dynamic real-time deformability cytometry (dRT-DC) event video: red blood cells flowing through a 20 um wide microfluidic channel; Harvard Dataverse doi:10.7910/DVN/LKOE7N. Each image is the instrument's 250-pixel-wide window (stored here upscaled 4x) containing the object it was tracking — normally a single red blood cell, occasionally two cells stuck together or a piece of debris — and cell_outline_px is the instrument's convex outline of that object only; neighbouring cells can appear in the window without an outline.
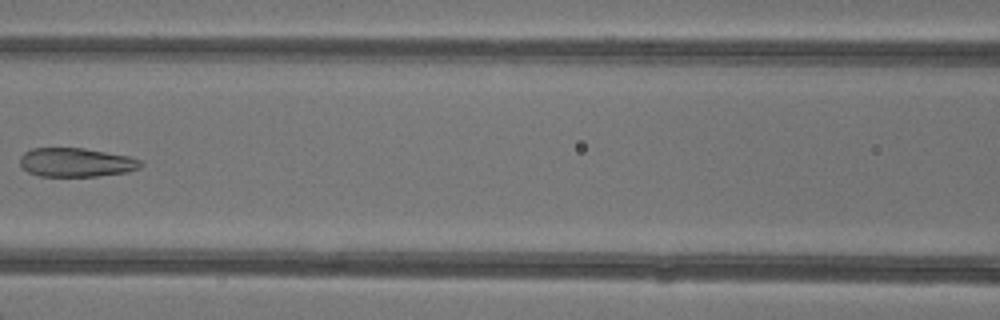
{"species": "common noctule bat (a hibernating species)", "species_latin": "Nyctalus noctula", "temperature_condition": "warm", "stored_images_in_passage": 6, "camera_frame_rate_fps": 3000, "um_per_image_px": 0.085, "animal": {"sex": "female"}, "frame": {"image": 1, "passage_image": 6, "time_ms": 5.667, "image_size_px": [1000, 320], "cell_outline_px": [[144, 164], [140, 168], [128, 172], [96, 176], [40, 176], [28, 172], [20, 164], [20, 156], [24, 152], [32, 148], [84, 148], [128, 156], [140, 160]], "centroid_in_image_um": [6.48, 13.8], "position_along_channel_um": 160.1, "area_um2": 20.35}}